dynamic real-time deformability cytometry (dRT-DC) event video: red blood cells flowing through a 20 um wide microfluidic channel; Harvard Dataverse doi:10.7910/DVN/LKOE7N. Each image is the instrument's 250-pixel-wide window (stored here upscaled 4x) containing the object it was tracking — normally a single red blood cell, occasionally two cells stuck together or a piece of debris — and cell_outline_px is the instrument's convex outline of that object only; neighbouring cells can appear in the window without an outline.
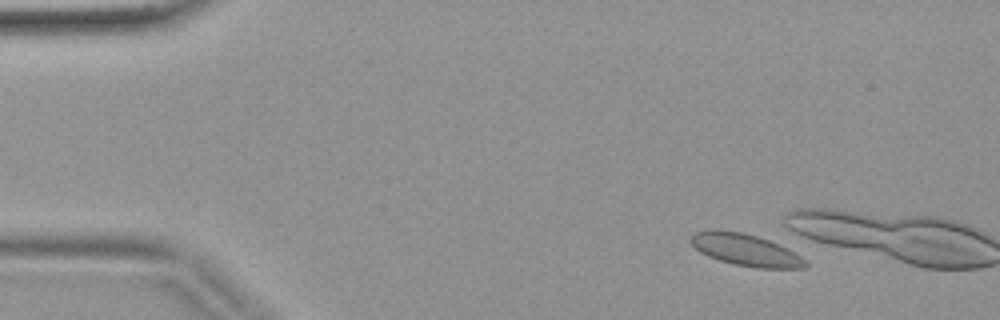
{"species": "common noctule bat (a hibernating species)", "species_latin": "Nyctalus noctula", "temperature_condition": "warm", "stored_images_in_passage": 4, "camera_frame_rate_fps": 3000, "um_per_image_px": 0.085, "animal": {"sex": "female", "body_mass_g": 19.9}, "frame": {"image": 1, "passage_image": 2, "time_ms": 0.333, "image_size_px": [1000, 320], "cell_outline_px": [[808, 268], [756, 268], [732, 264], [708, 256], [700, 252], [688, 240], [688, 236], [696, 232], [712, 228], [744, 232], [780, 244], [788, 248], [800, 256], [808, 264]], "centroid_in_image_um": [63.33, 21.22], "position_along_channel_um": 21.7, "area_um2": 21.62}}